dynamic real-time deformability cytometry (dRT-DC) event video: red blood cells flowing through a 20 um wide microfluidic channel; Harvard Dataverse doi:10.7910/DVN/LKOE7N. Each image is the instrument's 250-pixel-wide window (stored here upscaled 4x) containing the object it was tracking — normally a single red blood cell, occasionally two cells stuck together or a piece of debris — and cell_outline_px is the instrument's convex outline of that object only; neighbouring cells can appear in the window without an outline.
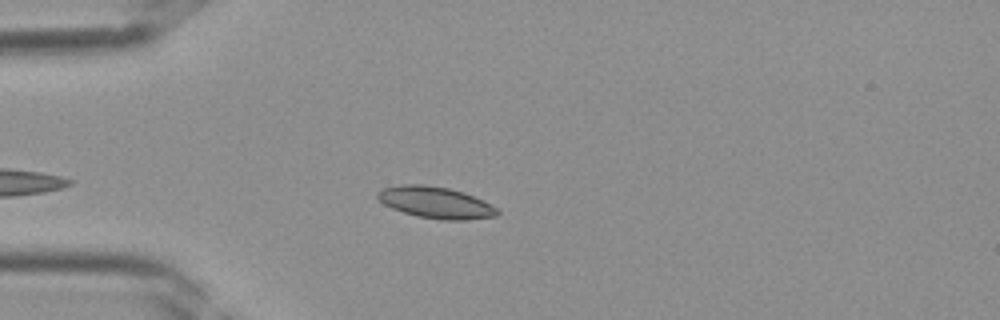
{"species": "Egyptian fruit bat (a non-hibernating species)", "species_latin": "Rousettus aegyptiacus", "temperature_condition": "room temperature", "stored_images_in_passage": 32, "camera_frame_rate_fps": 3000, "um_per_image_px": 0.085, "frame": {"image": 1, "passage_image": 6, "time_ms": 1.667, "image_size_px": [1000, 320], "cell_outline_px": [[500, 212], [496, 216], [468, 220], [444, 220], [420, 216], [404, 212], [392, 208], [384, 204], [376, 196], [376, 192], [380, 188], [400, 184], [424, 184], [448, 188], [464, 192], [484, 200], [496, 208]], "centroid_in_image_um": [37.02, 17.2], "position_along_channel_um": 48.0, "area_um2": 22.08}}
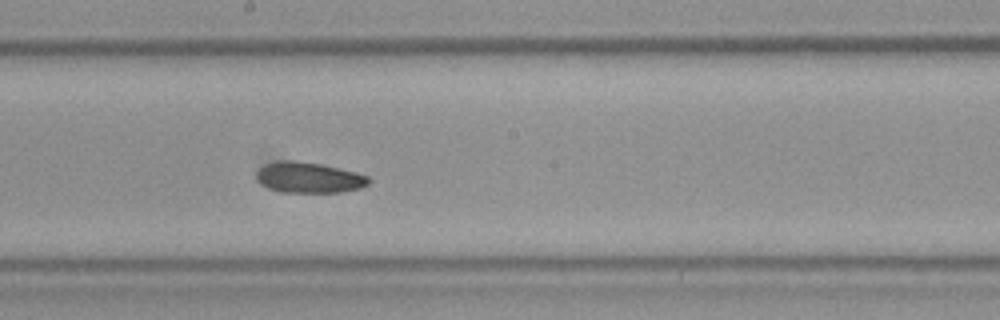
{"frame": {"image": 2, "passage_image": 17, "time_ms": 5.333, "image_size_px": [1000, 320], "cell_outline_px": [[372, 180], [368, 184], [360, 188], [340, 192], [284, 192], [268, 188], [260, 184], [256, 180], [256, 172], [264, 164], [276, 160], [296, 160], [320, 164], [356, 172], [368, 176]], "centroid_in_image_um": [26.22, 15.08], "position_along_channel_um": 222.0, "area_um2": 20.23}}
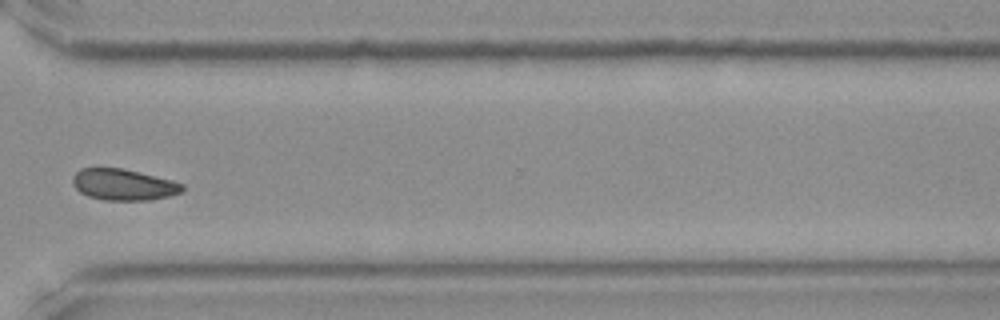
{"frame": {"image": 3, "passage_image": 25, "time_ms": 8.0, "image_size_px": [1000, 320], "cell_outline_px": [[184, 192], [168, 196], [148, 200], [104, 200], [88, 196], [80, 192], [72, 184], [72, 176], [80, 168], [124, 168], [172, 180], [184, 184]], "centroid_in_image_um": [10.5, 15.69], "position_along_channel_um": 360.1, "area_um2": 20.11}}